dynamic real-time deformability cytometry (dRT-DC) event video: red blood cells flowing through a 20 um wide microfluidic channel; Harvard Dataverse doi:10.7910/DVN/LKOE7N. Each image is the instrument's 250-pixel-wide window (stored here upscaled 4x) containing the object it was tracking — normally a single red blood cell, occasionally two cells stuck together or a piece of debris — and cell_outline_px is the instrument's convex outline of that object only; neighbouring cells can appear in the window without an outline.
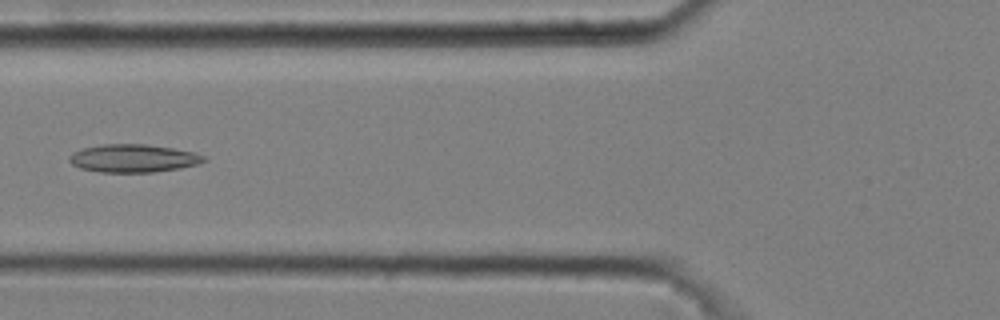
{"species": "common noctule bat (a hibernating species)", "species_latin": "Nyctalus noctula", "temperature_condition": "cold", "stored_images_in_passage": 9, "camera_frame_rate_fps": 3000, "um_per_image_px": 0.085, "animal": {"sex": "male", "body_mass_g": 20.4}, "frame": {"image": 1, "passage_image": 6, "time_ms": 1.667, "image_size_px": [1000, 320], "cell_outline_px": [[208, 160], [200, 164], [180, 168], [152, 172], [100, 172], [80, 168], [72, 164], [68, 160], [68, 156], [72, 152], [80, 148], [104, 144], [144, 144], [172, 148], [192, 152], [204, 156]], "centroid_in_image_um": [11.3, 13.45], "position_along_channel_um": 114.5, "area_um2": 22.02}}
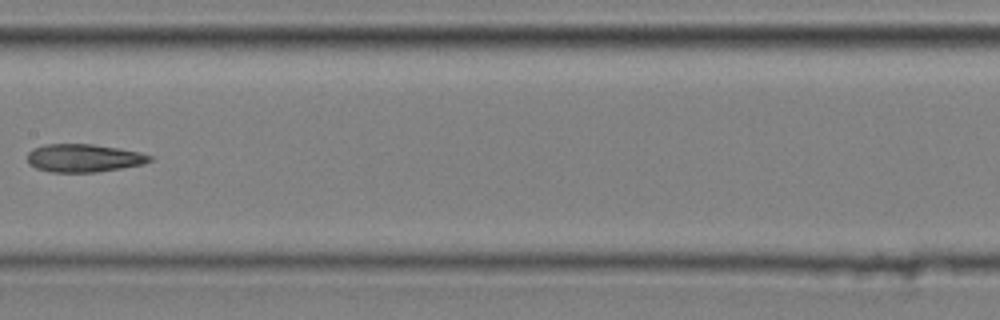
{"frame": {"image": 2, "passage_image": 8, "time_ms": 2.333, "image_size_px": [1000, 320], "cell_outline_px": [[152, 160], [144, 164], [96, 172], [52, 172], [36, 168], [28, 164], [28, 152], [32, 148], [44, 144], [92, 144], [140, 152], [152, 156]], "centroid_in_image_um": [7.09, 13.43], "position_along_channel_um": 200.3, "area_um2": 19.94}}
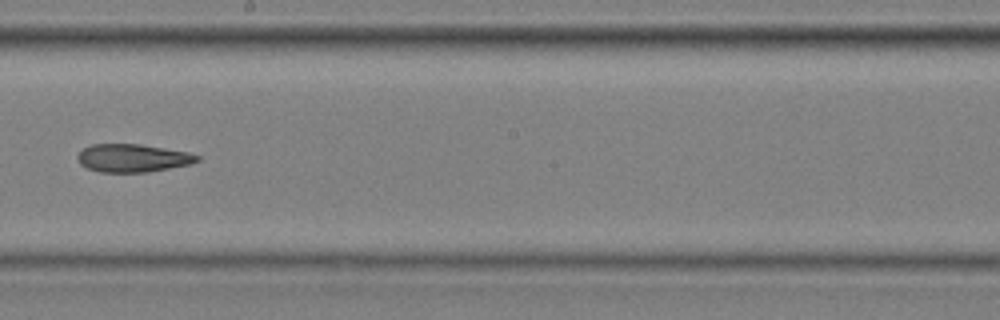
{"frame": {"image": 3, "passage_image": 9, "time_ms": 2.667, "image_size_px": [1000, 320], "cell_outline_px": [[200, 160], [192, 164], [148, 172], [100, 172], [88, 168], [80, 164], [76, 156], [84, 148], [92, 144], [140, 144], [188, 152], [200, 156]], "centroid_in_image_um": [11.3, 13.44], "position_along_channel_um": 236.9, "area_um2": 19.54}}